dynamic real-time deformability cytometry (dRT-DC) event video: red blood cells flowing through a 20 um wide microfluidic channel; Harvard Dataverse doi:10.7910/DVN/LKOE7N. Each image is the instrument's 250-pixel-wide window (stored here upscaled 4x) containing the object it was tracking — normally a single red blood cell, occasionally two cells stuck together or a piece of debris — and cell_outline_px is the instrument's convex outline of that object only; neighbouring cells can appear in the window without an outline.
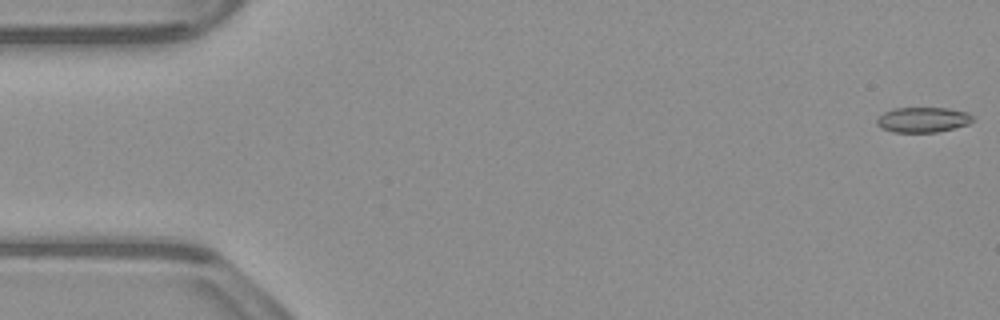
{"species": "common noctule bat (a hibernating species)", "species_latin": "Nyctalus noctula", "temperature_condition": "warm", "stored_images_in_passage": 54, "camera_frame_rate_fps": 3000, "um_per_image_px": 0.085, "animal": {"sex": "male", "body_mass_g": 23.1, "forearm_length_mm": 52.7}, "frame": {"image": 1, "passage_image": 1, "time_ms": 0.0, "image_size_px": [1000, 320], "cell_outline_px": [[972, 120], [968, 124], [936, 132], [892, 132], [880, 128], [876, 124], [876, 120], [884, 112], [892, 108], [948, 108], [968, 112], [972, 116]], "centroid_in_image_um": [78.4, 10.17], "position_along_channel_um": 6.6, "area_um2": 14.05}}
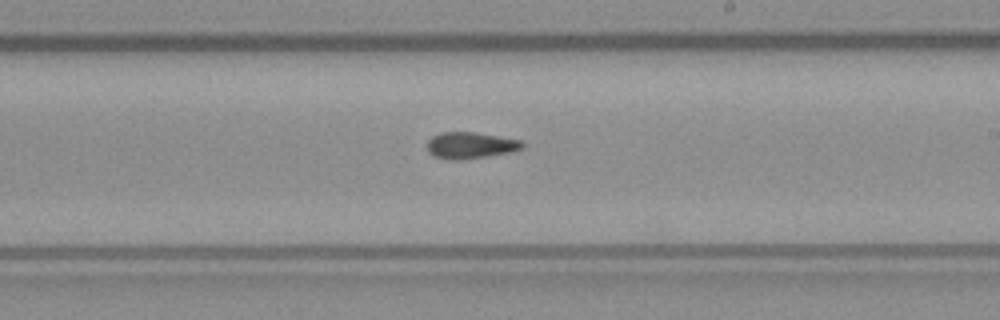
{"frame": {"image": 2, "passage_image": 31, "time_ms": 10.0, "image_size_px": [1000, 320], "cell_outline_px": [[524, 148], [508, 152], [460, 160], [448, 160], [432, 156], [428, 152], [428, 140], [432, 136], [440, 132], [476, 132], [520, 140], [524, 144]], "centroid_in_image_um": [39.94, 12.35], "position_along_channel_um": 249.1, "area_um2": 14.62}}
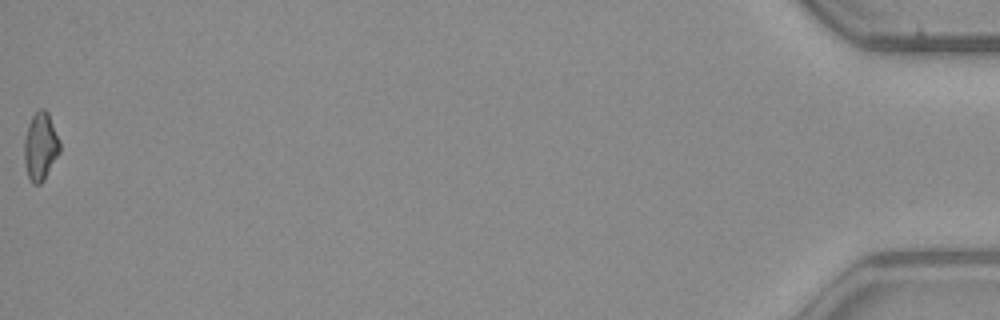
{"frame": {"image": 3, "passage_image": 54, "time_ms": 17.667, "image_size_px": [1000, 320], "cell_outline_px": [[60, 152], [44, 180], [40, 184], [32, 184], [28, 176], [24, 160], [24, 140], [28, 124], [32, 116], [40, 108], [44, 108], [48, 112], [60, 140]], "centroid_in_image_um": [3.45, 12.44], "position_along_channel_um": 431.8, "area_um2": 14.16}}